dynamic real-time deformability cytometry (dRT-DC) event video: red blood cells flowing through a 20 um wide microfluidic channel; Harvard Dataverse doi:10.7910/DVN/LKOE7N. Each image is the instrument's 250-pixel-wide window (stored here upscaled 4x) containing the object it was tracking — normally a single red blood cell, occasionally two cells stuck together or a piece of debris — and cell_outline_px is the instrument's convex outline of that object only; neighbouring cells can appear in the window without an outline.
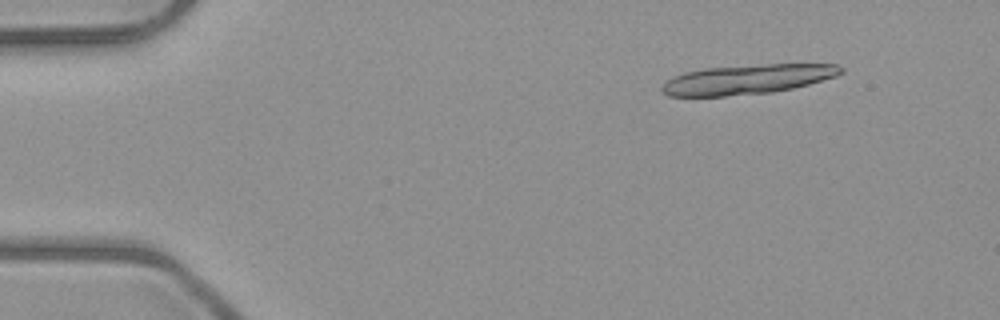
{"species": "common noctule bat (a hibernating species)", "species_latin": "Nyctalus noctula", "temperature_condition": "room temperature", "stored_images_in_passage": 5, "camera_frame_rate_fps": 3000, "um_per_image_px": 0.085, "animal": {"sex": "male", "body_mass_g": 23.1, "forearm_length_mm": 52.7}, "frame": {"image": 1, "passage_image": 2, "time_ms": 1.0, "image_size_px": [1000, 320], "cell_outline_px": [[844, 72], [836, 76], [808, 84], [792, 88], [772, 92], [724, 96], [668, 96], [660, 92], [660, 88], [668, 80], [684, 72], [704, 68], [768, 64], [836, 64], [844, 68]], "centroid_in_image_um": [63.52, 6.74], "position_along_channel_um": 21.5, "area_um2": 30.75}}